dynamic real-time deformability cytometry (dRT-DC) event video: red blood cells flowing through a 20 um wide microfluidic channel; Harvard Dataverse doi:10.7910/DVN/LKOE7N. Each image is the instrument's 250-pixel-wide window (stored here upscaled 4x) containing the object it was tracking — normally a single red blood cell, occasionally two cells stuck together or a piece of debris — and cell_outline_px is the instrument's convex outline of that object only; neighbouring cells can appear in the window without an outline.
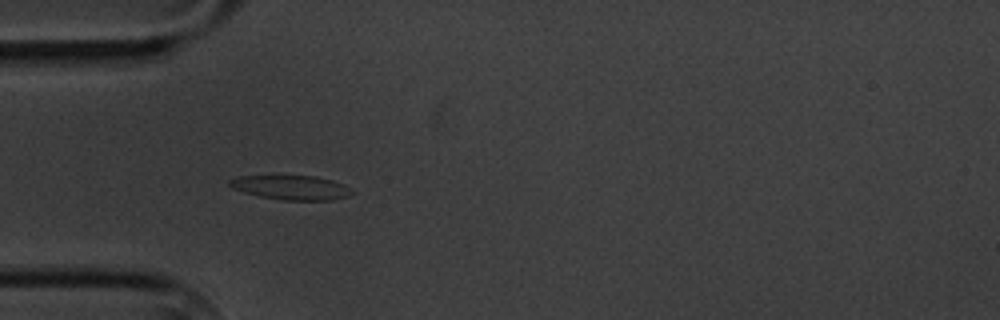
{"species": "common noctule bat (a hibernating species)", "species_latin": "Nyctalus noctula", "temperature_condition": "cold", "stored_images_in_passage": 8, "camera_frame_rate_fps": 3000, "um_per_image_px": 0.085, "animal": {"sex": "male", "body_mass_g": 20.1, "forearm_length_mm": 53.5}, "frame": {"image": 1, "passage_image": 6, "time_ms": 5.667, "image_size_px": [1000, 320], "cell_outline_px": [[356, 192], [348, 196], [332, 200], [284, 200], [260, 196], [244, 192], [232, 188], [228, 184], [228, 180], [236, 176], [316, 176], [332, 180], [344, 184]], "centroid_in_image_um": [24.77, 15.94], "position_along_channel_um": 60.2, "area_um2": 17.4}}
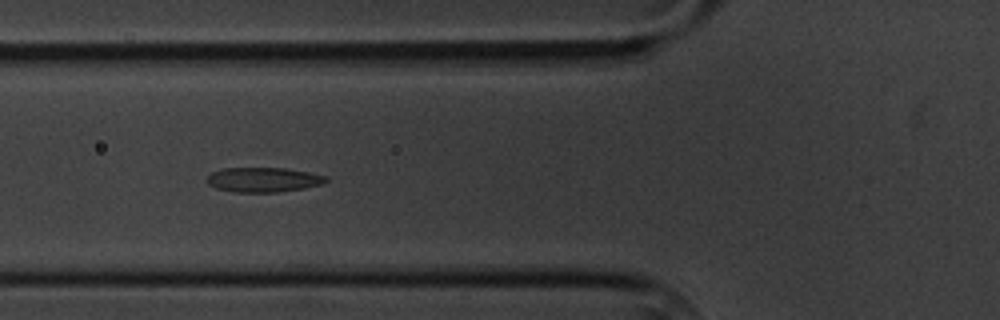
{"frame": {"image": 2, "passage_image": 7, "time_ms": 7.0, "image_size_px": [1000, 320], "cell_outline_px": [[328, 180], [324, 184], [304, 188], [280, 192], [236, 192], [216, 188], [208, 184], [204, 180], [212, 172], [224, 168], [284, 168], [308, 172], [328, 176]], "centroid_in_image_um": [22.39, 15.28], "position_along_channel_um": 103.4, "area_um2": 17.22}}
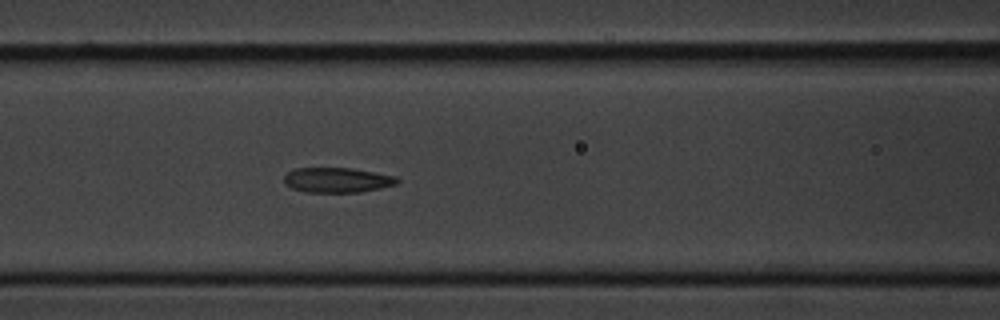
{"frame": {"image": 3, "passage_image": 8, "time_ms": 8.0, "image_size_px": [1000, 320], "cell_outline_px": [[400, 180], [396, 184], [380, 188], [360, 192], [304, 192], [292, 188], [284, 184], [284, 176], [288, 172], [296, 168], [352, 168], [396, 176]], "centroid_in_image_um": [28.65, 15.3], "position_along_channel_um": 138.0, "area_um2": 16.47}}